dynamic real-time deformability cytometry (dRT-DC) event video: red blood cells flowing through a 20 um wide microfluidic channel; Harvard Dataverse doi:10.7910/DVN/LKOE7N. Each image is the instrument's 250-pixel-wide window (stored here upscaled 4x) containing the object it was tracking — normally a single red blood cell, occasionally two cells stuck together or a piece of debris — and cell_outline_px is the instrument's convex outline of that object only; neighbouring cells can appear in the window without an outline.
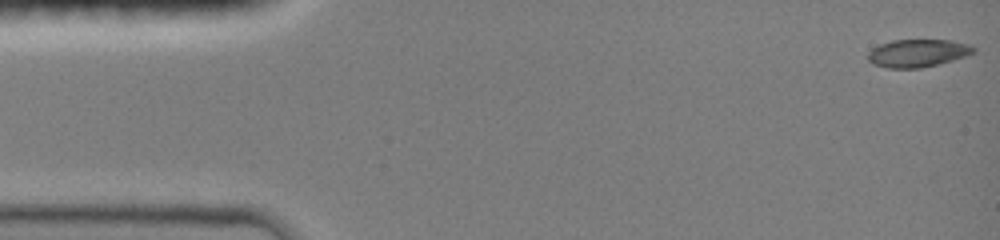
{"species": "common noctule bat (a hibernating species)", "species_latin": "Nyctalus noctula", "temperature_condition": "room temperature", "stored_images_in_passage": 47, "camera_frame_rate_fps": 3000, "um_per_image_px": 0.085, "animal": {"sex": "female", "body_mass_g": 19.0, "forearm_length_mm": 51.5}, "frame": {"image": 1, "passage_image": 1, "time_ms": 0.0, "image_size_px": [1000, 240], "cell_outline_px": [[976, 48], [972, 52], [964, 56], [952, 60], [920, 68], [888, 68], [872, 64], [868, 60], [868, 52], [872, 48], [880, 44], [892, 40], [948, 40], [968, 44]], "centroid_in_image_um": [77.94, 4.51], "position_along_channel_um": 7.1, "area_um2": 16.88}}
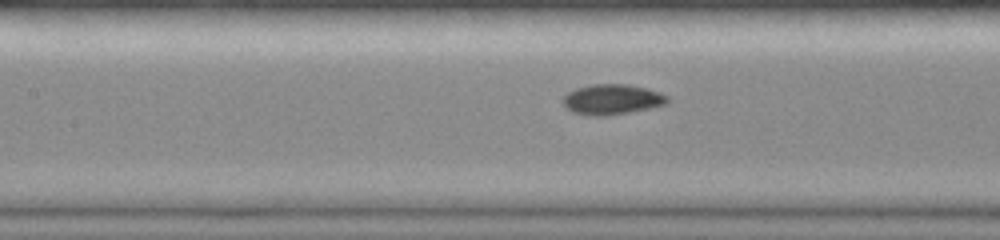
{"frame": {"image": 2, "passage_image": 21, "time_ms": 6.667, "image_size_px": [1000, 240], "cell_outline_px": [[668, 104], [608, 116], [592, 116], [572, 112], [560, 100], [568, 92], [576, 88], [592, 84], [628, 84], [648, 88], [660, 92], [668, 96]], "centroid_in_image_um": [52.02, 8.44], "position_along_channel_um": 155.4, "area_um2": 18.55}}
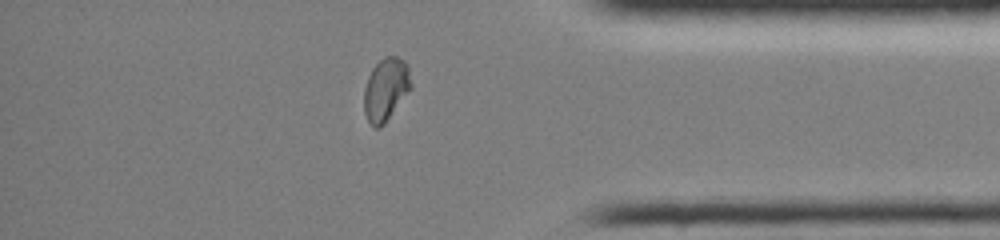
{"frame": {"image": 3, "passage_image": 40, "time_ms": 13.0, "image_size_px": [1000, 240], "cell_outline_px": [[412, 88], [384, 124], [380, 128], [372, 128], [364, 112], [364, 88], [368, 76], [372, 68], [384, 56], [396, 56], [404, 60], [408, 64], [412, 84]], "centroid_in_image_um": [32.8, 7.59], "position_along_channel_um": 402.4, "area_um2": 17.46}, "authors_computed_cell_mechanics": {"area_um2": 17.3978, "velocity_mm_per_s": 4.0461, "shape_relaxation_time_tau1_ms": 8.0514, "shape_relaxation_time_tau2_ms": null, "deformation_change_tau1": 0.2009, "deformation_change_tau2": null}}